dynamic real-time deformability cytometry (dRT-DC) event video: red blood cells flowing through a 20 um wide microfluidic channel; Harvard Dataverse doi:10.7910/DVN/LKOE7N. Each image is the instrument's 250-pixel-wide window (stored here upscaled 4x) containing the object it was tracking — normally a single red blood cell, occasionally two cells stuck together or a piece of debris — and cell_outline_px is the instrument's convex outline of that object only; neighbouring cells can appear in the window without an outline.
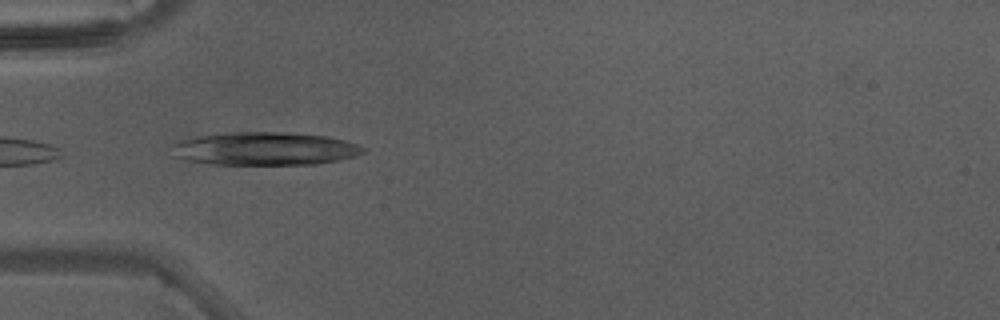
{"species": "Egyptian fruit bat (a non-hibernating species)", "species_latin": "Rousettus aegyptiacus", "temperature_condition": "warm", "stored_images_in_passage": 1, "camera_frame_rate_fps": 3000, "um_per_image_px": 0.085, "animal": {"sex": "male"}, "frame": {"image": 1, "passage_image": 1, "time_ms": 0.0, "image_size_px": [1000, 320], "cell_outline_px": [[364, 152], [356, 156], [340, 160], [316, 164], [212, 164], [184, 160], [176, 156], [172, 144], [180, 140], [196, 136], [232, 132], [276, 132], [328, 136], [344, 140], [356, 144], [364, 148]], "centroid_in_image_um": [22.51, 12.64], "position_along_channel_um": 62.5, "area_um2": 36.7}}